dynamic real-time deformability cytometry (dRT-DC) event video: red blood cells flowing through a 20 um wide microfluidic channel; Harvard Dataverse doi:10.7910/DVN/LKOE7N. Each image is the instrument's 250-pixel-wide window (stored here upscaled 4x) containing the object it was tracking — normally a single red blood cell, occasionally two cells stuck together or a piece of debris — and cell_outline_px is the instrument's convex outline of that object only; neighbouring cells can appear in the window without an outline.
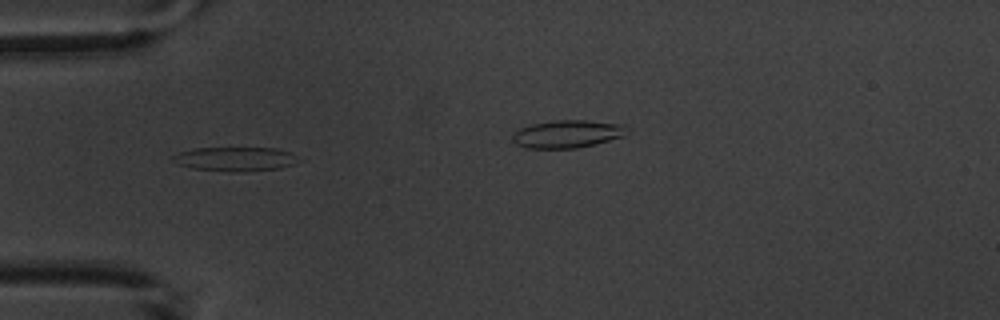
{"species": "common noctule bat (a hibernating species)", "species_latin": "Nyctalus noctula", "temperature_condition": "warm", "stored_images_in_passage": 16, "camera_frame_rate_fps": 3000, "um_per_image_px": 0.085, "animal": {"sex": "male", "body_mass_g": 20.1, "forearm_length_mm": 53.5}, "frame": {"image": 1, "passage_image": 5, "time_ms": 5.667, "image_size_px": [1000, 320], "cell_outline_px": [[304, 160], [296, 164], [280, 168], [244, 172], [228, 172], [192, 168], [180, 164], [172, 160], [172, 156], [180, 152], [196, 148], [276, 148], [292, 152]], "centroid_in_image_um": [20.11, 13.52], "position_along_channel_um": 64.9, "area_um2": 17.98}}
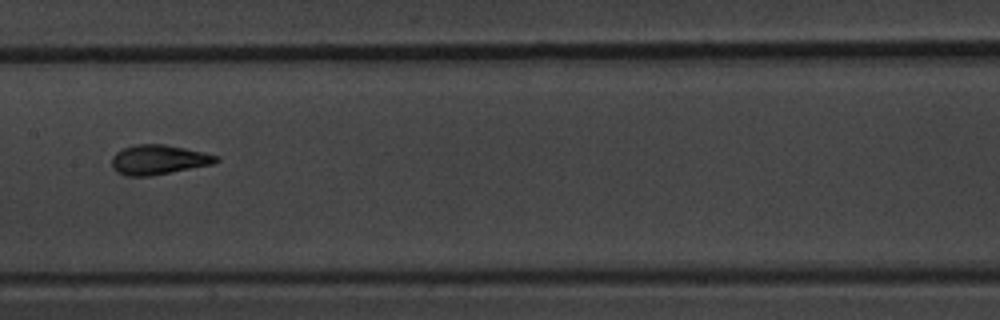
{"frame": {"image": 2, "passage_image": 9, "time_ms": 11.0, "image_size_px": [1000, 320], "cell_outline_px": [[220, 160], [212, 164], [148, 176], [124, 176], [116, 172], [112, 168], [112, 156], [116, 152], [124, 148], [136, 144], [164, 144], [204, 152], [220, 156]], "centroid_in_image_um": [13.45, 13.57], "position_along_channel_um": 193.9, "area_um2": 17.98}}
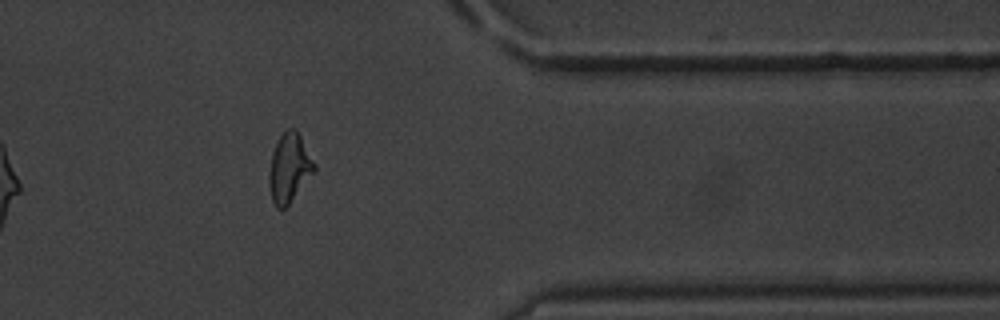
{"frame": {"image": 3, "passage_image": 14, "time_ms": 16.667, "image_size_px": [1000, 320], "cell_outline_px": [[316, 168], [288, 204], [284, 208], [276, 208], [272, 200], [272, 152], [284, 128], [296, 128], [316, 164]], "centroid_in_image_um": [24.64, 14.19], "position_along_channel_um": 386.8, "area_um2": 17.17}, "authors_computed_cell_mechanics": {"area_um2": 17.918, "velocity_mm_per_s": 3.6415, "shape_relaxation_time_tau1_ms": null, "shape_relaxation_time_tau2_ms": 5.0579, "deformation_change_tau1": null, "deformation_change_tau2": 0.0847}}